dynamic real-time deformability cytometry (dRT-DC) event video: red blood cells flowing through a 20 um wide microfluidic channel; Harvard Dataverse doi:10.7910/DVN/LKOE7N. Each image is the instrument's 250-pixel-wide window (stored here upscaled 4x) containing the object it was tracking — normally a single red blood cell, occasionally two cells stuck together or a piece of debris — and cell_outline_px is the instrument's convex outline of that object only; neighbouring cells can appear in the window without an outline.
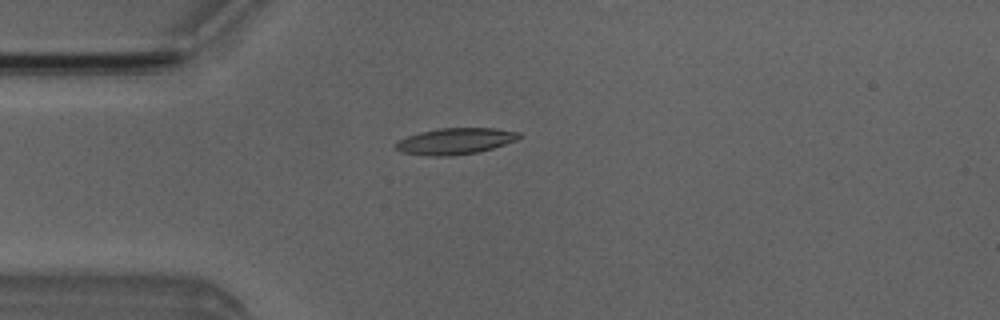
{"species": "Egyptian fruit bat (a non-hibernating species)", "species_latin": "Rousettus aegyptiacus", "temperature_condition": "room temperature", "stored_images_in_passage": 2, "camera_frame_rate_fps": 3000, "um_per_image_px": 0.085, "animal": {"sex": "male"}, "frame": {"image": 1, "passage_image": 2, "time_ms": 1.333, "image_size_px": [1000, 320], "cell_outline_px": [[520, 136], [516, 140], [492, 148], [476, 152], [452, 156], [432, 156], [400, 152], [392, 144], [396, 140], [420, 132], [436, 128], [496, 128], [520, 132]], "centroid_in_image_um": [38.63, 11.99], "position_along_channel_um": 46.4, "area_um2": 18.96}}